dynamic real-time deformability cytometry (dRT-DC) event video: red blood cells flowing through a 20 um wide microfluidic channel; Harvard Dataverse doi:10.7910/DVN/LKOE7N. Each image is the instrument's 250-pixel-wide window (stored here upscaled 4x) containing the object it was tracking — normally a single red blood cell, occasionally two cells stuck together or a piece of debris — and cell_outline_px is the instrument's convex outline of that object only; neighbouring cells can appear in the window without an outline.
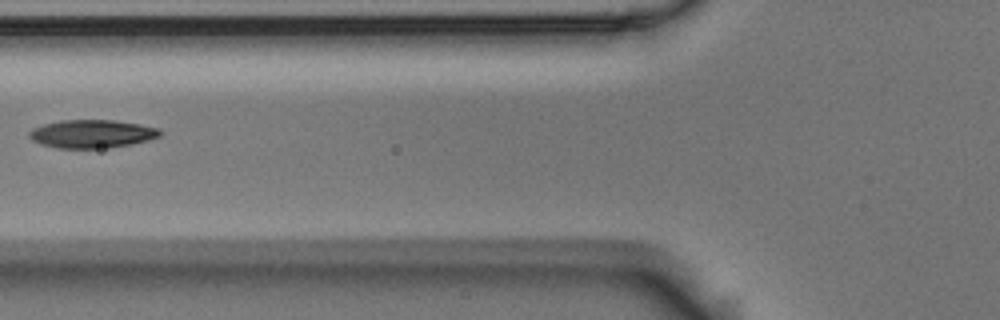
{"species": "Egyptian fruit bat (a non-hibernating species)", "species_latin": "Rousettus aegyptiacus", "temperature_condition": "room temperature", "stored_images_in_passage": 3, "camera_frame_rate_fps": 3000, "um_per_image_px": 0.085, "animal": {"sex": "male"}, "frame": {"image": 1, "passage_image": 2, "time_ms": 0.333, "image_size_px": [1000, 320], "cell_outline_px": [[160, 136], [148, 140], [108, 148], [56, 148], [40, 144], [32, 140], [28, 136], [28, 132], [32, 128], [44, 124], [60, 120], [112, 120], [140, 124], [160, 128]], "centroid_in_image_um": [7.77, 11.37], "position_along_channel_um": 118.0, "area_um2": 21.5}}
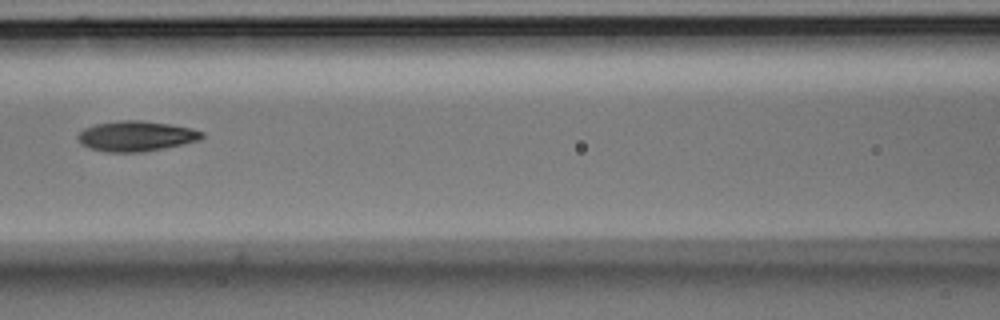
{"frame": {"image": 2, "passage_image": 3, "time_ms": 0.667, "image_size_px": [1000, 320], "cell_outline_px": [[204, 136], [200, 140], [184, 144], [140, 152], [108, 152], [88, 148], [80, 144], [76, 136], [84, 128], [96, 124], [120, 120], [144, 120], [192, 128], [204, 132]], "centroid_in_image_um": [11.56, 11.56], "position_along_channel_um": 155.0, "area_um2": 21.96}}